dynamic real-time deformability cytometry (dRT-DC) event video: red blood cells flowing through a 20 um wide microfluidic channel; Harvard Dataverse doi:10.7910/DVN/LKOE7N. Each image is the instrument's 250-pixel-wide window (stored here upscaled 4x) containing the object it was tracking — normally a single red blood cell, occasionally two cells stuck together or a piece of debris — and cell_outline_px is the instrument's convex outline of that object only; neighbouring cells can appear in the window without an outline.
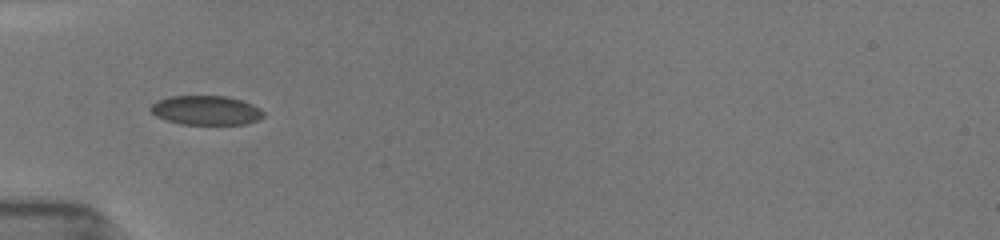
{"species": "common noctule bat (a hibernating species)", "species_latin": "Nyctalus noctula", "temperature_condition": "room temperature", "stored_images_in_passage": 22, "camera_frame_rate_fps": 3000, "um_per_image_px": 0.085, "animal": {"sex": "female", "body_mass_g": 19.5, "forearm_length_mm": 54.1}, "frame": {"image": 1, "passage_image": 3, "time_ms": 1.667, "image_size_px": [1000, 240], "cell_outline_px": [[264, 116], [256, 120], [244, 124], [180, 124], [156, 116], [148, 108], [156, 100], [168, 96], [228, 96], [252, 104], [260, 108], [264, 112]], "centroid_in_image_um": [17.49, 9.36], "position_along_channel_um": 67.5, "area_um2": 19.25}}
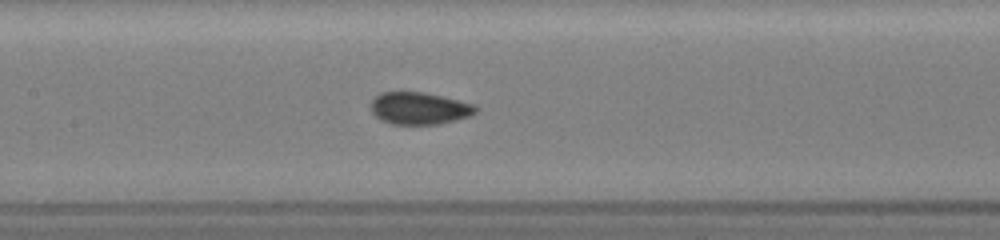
{"frame": {"image": 2, "passage_image": 12, "time_ms": 4.333, "image_size_px": [1000, 240], "cell_outline_px": [[476, 112], [468, 116], [456, 120], [440, 124], [392, 124], [380, 120], [372, 112], [372, 100], [380, 92], [424, 92], [476, 104]], "centroid_in_image_um": [35.64, 9.21], "position_along_channel_um": 171.8, "area_um2": 19.59}}
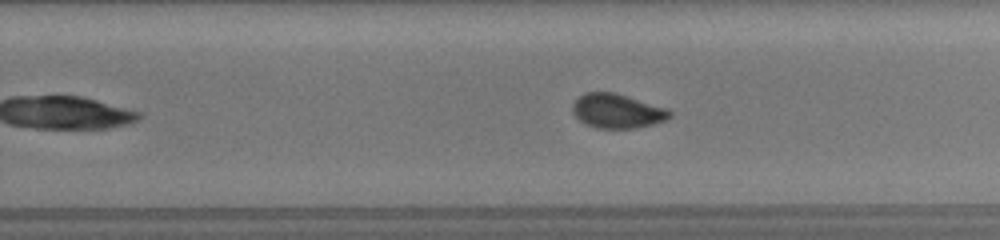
{"frame": {"image": 3, "passage_image": 20, "time_ms": 7.0, "image_size_px": [1000, 240], "cell_outline_px": [[672, 116], [668, 120], [652, 124], [632, 128], [596, 128], [584, 124], [572, 112], [572, 104], [584, 92], [616, 92], [668, 108], [672, 112]], "centroid_in_image_um": [52.48, 9.43], "position_along_channel_um": 277.3, "area_um2": 19.65}}